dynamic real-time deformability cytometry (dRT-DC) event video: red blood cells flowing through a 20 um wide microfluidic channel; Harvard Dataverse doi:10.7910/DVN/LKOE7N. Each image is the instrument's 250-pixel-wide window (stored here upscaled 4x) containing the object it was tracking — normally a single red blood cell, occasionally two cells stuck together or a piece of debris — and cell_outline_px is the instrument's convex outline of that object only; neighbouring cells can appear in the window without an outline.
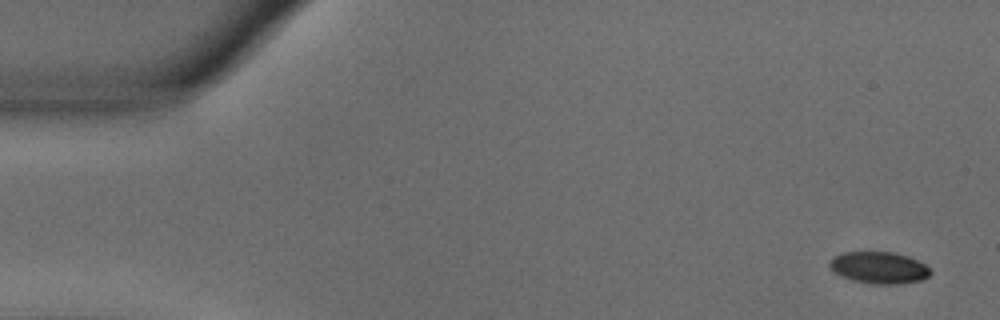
{"species": "common noctule bat (a hibernating species)", "species_latin": "Nyctalus noctula", "temperature_condition": "warm", "stored_images_in_passage": 53, "camera_frame_rate_fps": 3000, "um_per_image_px": 0.085, "animal": {"sex": "male", "body_mass_g": 18.8}, "frame": {"image": 1, "passage_image": 1, "time_ms": 0.0, "image_size_px": [1000, 320], "cell_outline_px": [[932, 272], [928, 276], [920, 280], [896, 284], [872, 284], [852, 280], [840, 276], [828, 264], [832, 256], [844, 252], [896, 252], [908, 256], [924, 264]], "centroid_in_image_um": [74.69, 22.74], "position_along_channel_um": 10.3, "area_um2": 18.61}}
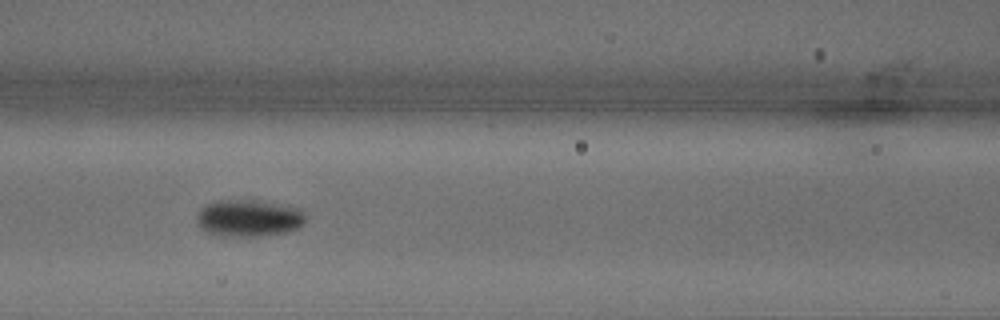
{"frame": {"image": 2, "passage_image": 22, "time_ms": 7.0, "image_size_px": [1000, 320], "cell_outline_px": [[304, 224], [296, 228], [284, 232], [260, 236], [220, 236], [208, 232], [200, 228], [196, 216], [200, 208], [216, 200], [256, 200], [296, 208], [304, 212]], "centroid_in_image_um": [21.09, 18.54], "position_along_channel_um": 145.5, "area_um2": 23.18}}
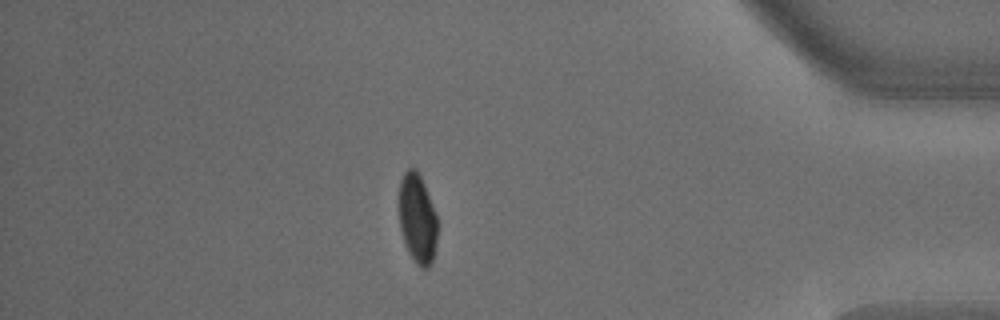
{"frame": {"image": 3, "passage_image": 46, "time_ms": 15.0, "image_size_px": [1000, 320], "cell_outline_px": [[436, 244], [432, 260], [428, 268], [420, 268], [416, 264], [408, 252], [400, 228], [400, 180], [404, 172], [408, 168], [416, 168], [424, 184], [436, 216]], "centroid_in_image_um": [35.47, 18.59], "position_along_channel_um": 399.7, "area_um2": 19.65}, "authors_computed_cell_mechanics": {"area_um2": 20.6924, "velocity_mm_per_s": 3.6602, "shape_relaxation_time_tau1_ms": 2.8111, "shape_relaxation_time_tau2_ms": null, "deformation_change_tau1": 0.1611, "deformation_change_tau2": null}}